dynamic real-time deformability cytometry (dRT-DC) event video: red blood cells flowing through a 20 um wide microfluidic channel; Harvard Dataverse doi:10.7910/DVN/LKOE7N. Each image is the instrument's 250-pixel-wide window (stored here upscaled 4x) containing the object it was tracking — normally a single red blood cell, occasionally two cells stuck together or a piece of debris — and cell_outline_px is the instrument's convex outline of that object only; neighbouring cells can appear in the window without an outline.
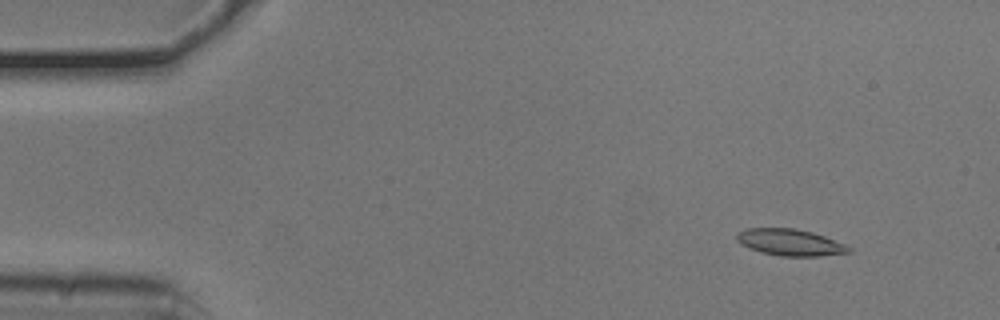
{"species": "common noctule bat (a hibernating species)", "species_latin": "Nyctalus noctula", "temperature_condition": "cold", "stored_images_in_passage": 54, "camera_frame_rate_fps": 3000, "um_per_image_px": 0.085, "animal": {"sex": "male", "body_mass_g": 20.5, "forearm_length_mm": 52.5}, "frame": {"image": 1, "passage_image": 6, "time_ms": 1.667, "image_size_px": [1000, 320], "cell_outline_px": [[852, 252], [820, 256], [780, 256], [760, 252], [740, 244], [736, 240], [736, 232], [748, 228], [792, 228], [812, 232], [824, 236], [844, 244], [852, 248]], "centroid_in_image_um": [67.13, 20.6], "position_along_channel_um": 17.9, "area_um2": 17.4}}
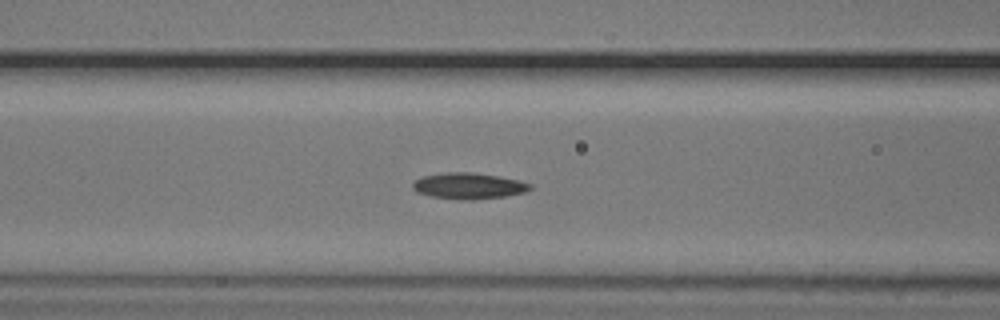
{"frame": {"image": 2, "passage_image": 22, "time_ms": 7.0, "image_size_px": [1000, 320], "cell_outline_px": [[532, 188], [524, 192], [504, 196], [432, 196], [416, 192], [412, 188], [412, 184], [416, 180], [424, 176], [444, 172], [472, 172], [500, 176], [520, 180], [532, 184]], "centroid_in_image_um": [39.85, 15.72], "position_along_channel_um": 126.7, "area_um2": 16.7}}
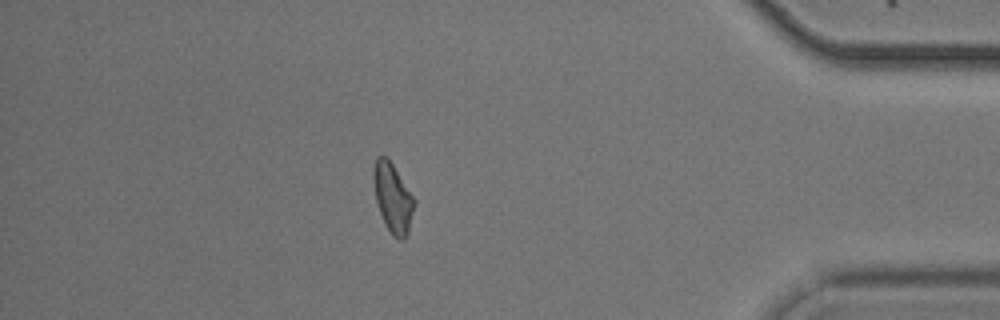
{"frame": {"image": 3, "passage_image": 47, "time_ms": 15.333, "image_size_px": [1000, 320], "cell_outline_px": [[416, 204], [408, 232], [404, 240], [400, 240], [392, 236], [380, 212], [376, 200], [372, 176], [372, 172], [376, 156], [388, 156], [416, 200]], "centroid_in_image_um": [33.4, 16.78], "position_along_channel_um": 401.8, "area_um2": 16.65}, "authors_computed_cell_mechanics": {"area_um2": 16.8487, "velocity_mm_per_s": 3.7831, "shape_relaxation_time_tau1_ms": null, "shape_relaxation_time_tau2_ms": 7.811, "deformation_change_tau1": null, "deformation_change_tau2": 0.1583}}